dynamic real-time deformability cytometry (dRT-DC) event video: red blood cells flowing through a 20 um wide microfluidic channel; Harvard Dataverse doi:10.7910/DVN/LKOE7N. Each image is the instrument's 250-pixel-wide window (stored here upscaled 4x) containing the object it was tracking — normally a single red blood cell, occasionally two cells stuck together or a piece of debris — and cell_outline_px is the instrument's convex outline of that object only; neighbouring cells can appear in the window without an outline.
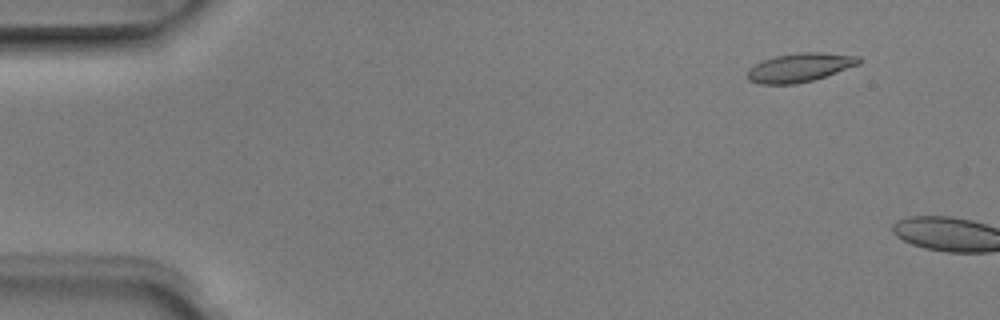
{"species": "Egyptian fruit bat (a non-hibernating species)", "species_latin": "Rousettus aegyptiacus", "temperature_condition": "room temperature", "stored_images_in_passage": 2, "camera_frame_rate_fps": 3000, "um_per_image_px": 0.085, "animal": {"sex": "male"}, "frame": {"image": 1, "passage_image": 1, "time_ms": 0.0, "image_size_px": [1000, 320], "cell_outline_px": [[860, 64], [812, 80], [796, 84], [760, 84], [748, 80], [748, 68], [764, 60], [776, 56], [800, 52], [820, 52], [860, 56]], "centroid_in_image_um": [67.98, 5.73], "position_along_channel_um": 17.0, "area_um2": 18.5}}